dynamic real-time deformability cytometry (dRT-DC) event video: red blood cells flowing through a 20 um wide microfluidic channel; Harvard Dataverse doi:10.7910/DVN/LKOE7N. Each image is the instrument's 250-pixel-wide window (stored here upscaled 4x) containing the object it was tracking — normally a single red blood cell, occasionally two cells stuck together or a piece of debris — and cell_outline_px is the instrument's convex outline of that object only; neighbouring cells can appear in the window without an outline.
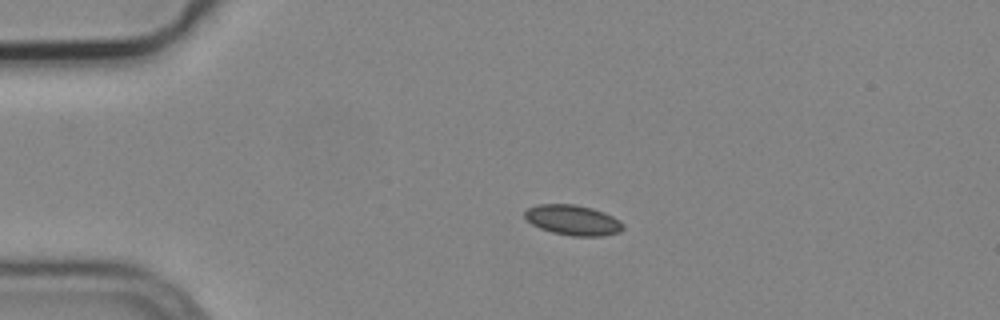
{"species": "common noctule bat (a hibernating species)", "species_latin": "Nyctalus noctula", "temperature_condition": "cold", "stored_images_in_passage": 2, "camera_frame_rate_fps": 3000, "um_per_image_px": 0.085, "animal": {"sex": "male", "body_mass_g": 19.2, "forearm_length_mm": 51.8}, "frame": {"image": 1, "passage_image": 1, "time_ms": 0.0, "image_size_px": [1000, 320], "cell_outline_px": [[624, 228], [620, 232], [604, 236], [572, 236], [552, 232], [540, 228], [532, 224], [524, 216], [524, 212], [528, 208], [540, 204], [576, 204], [592, 208], [604, 212], [620, 220], [624, 224]], "centroid_in_image_um": [48.73, 18.71], "position_along_channel_um": 36.3, "area_um2": 17.4}}